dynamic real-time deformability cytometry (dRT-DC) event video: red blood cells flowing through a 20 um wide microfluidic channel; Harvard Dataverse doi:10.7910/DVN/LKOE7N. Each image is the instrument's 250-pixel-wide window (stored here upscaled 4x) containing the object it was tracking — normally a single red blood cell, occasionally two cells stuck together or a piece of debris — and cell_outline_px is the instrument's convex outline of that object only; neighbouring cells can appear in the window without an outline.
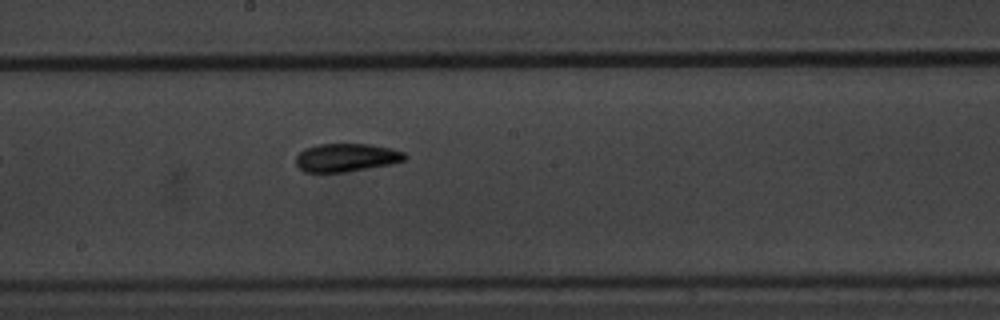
{"species": "common noctule bat (a hibernating species)", "species_latin": "Nyctalus noctula", "temperature_condition": "warm", "stored_images_in_passage": 9, "camera_frame_rate_fps": 3000, "um_per_image_px": 0.085, "animal": {"sex": "male", "body_mass_g": 20.1, "forearm_length_mm": 53.5}, "frame": {"image": 1, "passage_image": 9, "time_ms": 10.0, "image_size_px": [1000, 320], "cell_outline_px": [[408, 156], [404, 160], [392, 164], [344, 172], [304, 172], [296, 164], [296, 156], [304, 148], [320, 144], [368, 144], [392, 148], [404, 152]], "centroid_in_image_um": [29.45, 13.39], "position_along_channel_um": 218.8, "area_um2": 17.92}}